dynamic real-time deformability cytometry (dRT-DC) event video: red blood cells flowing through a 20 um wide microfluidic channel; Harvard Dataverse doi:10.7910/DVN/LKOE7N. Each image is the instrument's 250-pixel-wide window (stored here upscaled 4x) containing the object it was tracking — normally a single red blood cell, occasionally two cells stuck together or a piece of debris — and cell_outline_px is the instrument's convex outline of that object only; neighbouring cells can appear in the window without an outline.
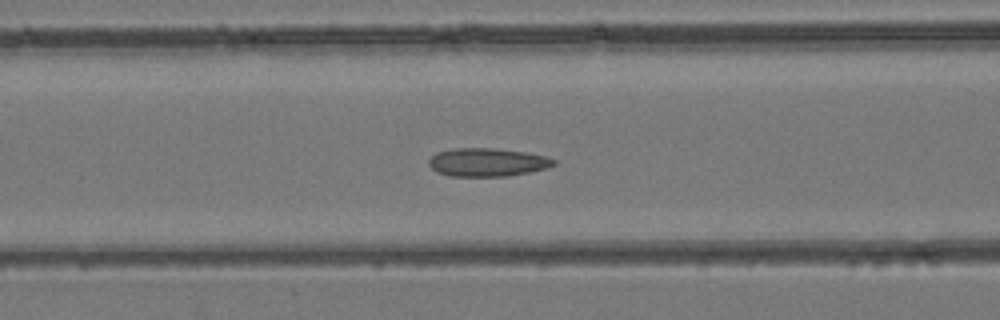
{"species": "common noctule bat (a hibernating species)", "species_latin": "Nyctalus noctula", "temperature_condition": "room temperature", "stored_images_in_passage": 49, "camera_frame_rate_fps": 3000, "um_per_image_px": 0.085, "animal": {"sex": "female", "body_mass_g": 24.6, "forearm_length_mm": 56.2}, "frame": {"image": 1, "passage_image": 20, "time_ms": 6.333, "image_size_px": [1000, 320], "cell_outline_px": [[556, 164], [544, 168], [528, 172], [508, 176], [448, 176], [436, 172], [428, 164], [428, 160], [436, 152], [452, 148], [492, 148], [524, 152], [548, 156], [556, 160]], "centroid_in_image_um": [41.39, 13.79], "position_along_channel_um": 125.2, "area_um2": 20.63}}
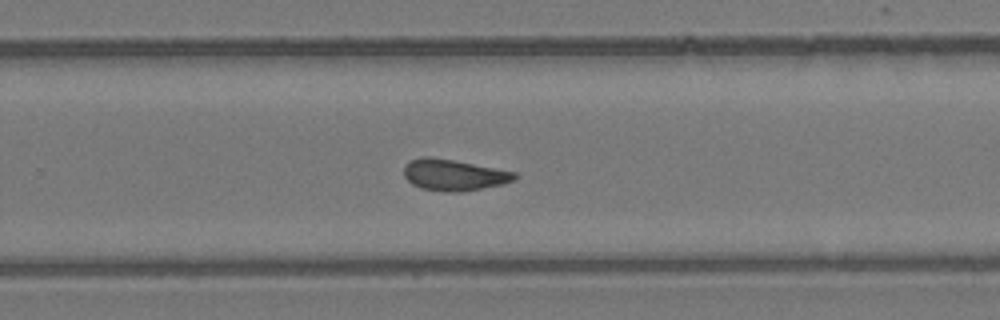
{"frame": {"image": 2, "passage_image": 32, "time_ms": 10.333, "image_size_px": [1000, 320], "cell_outline_px": [[516, 180], [504, 184], [460, 192], [444, 192], [420, 188], [412, 184], [404, 176], [404, 164], [408, 160], [424, 156], [432, 156], [516, 172]], "centroid_in_image_um": [38.54, 14.87], "position_along_channel_um": 291.3, "area_um2": 20.35}}
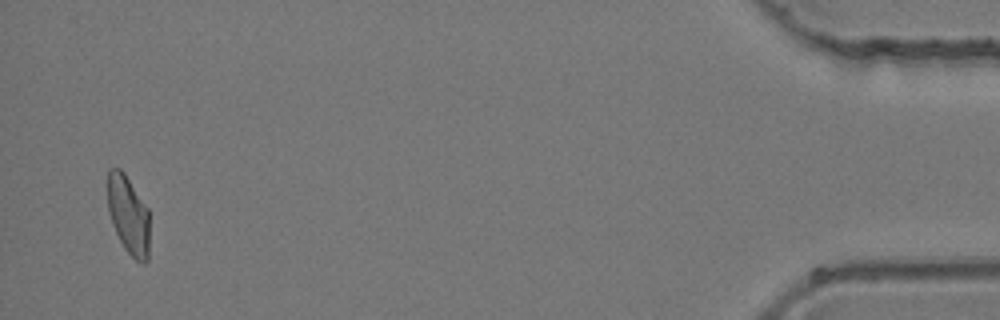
{"frame": {"image": 3, "passage_image": 48, "time_ms": 15.667, "image_size_px": [1000, 320], "cell_outline_px": [[148, 260], [144, 264], [136, 260], [124, 248], [112, 224], [108, 212], [108, 168], [120, 168], [124, 172], [148, 208]], "centroid_in_image_um": [10.9, 18.25], "position_along_channel_um": 424.3, "area_um2": 19.07}}